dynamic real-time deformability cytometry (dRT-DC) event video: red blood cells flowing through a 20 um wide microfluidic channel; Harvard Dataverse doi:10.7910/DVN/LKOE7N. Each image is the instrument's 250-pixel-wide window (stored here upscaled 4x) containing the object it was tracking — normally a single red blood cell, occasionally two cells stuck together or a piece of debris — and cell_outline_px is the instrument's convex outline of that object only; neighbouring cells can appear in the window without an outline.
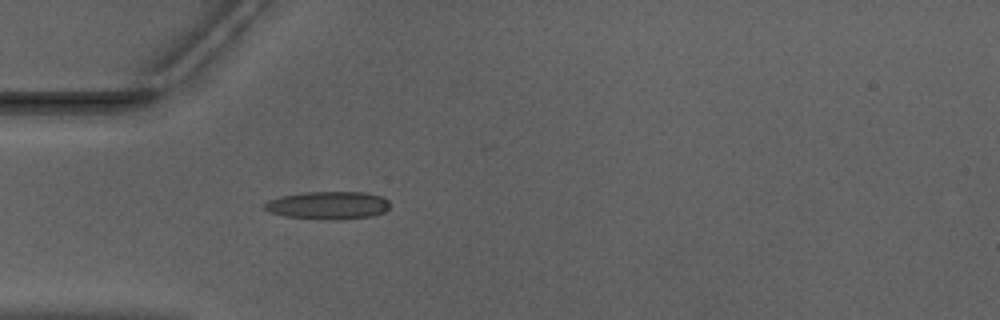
{"species": "Egyptian fruit bat (a non-hibernating species)", "species_latin": "Rousettus aegyptiacus", "temperature_condition": "warm", "stored_images_in_passage": 40, "camera_frame_rate_fps": 3000, "um_per_image_px": 0.085, "animal": {"sex": "male"}, "frame": {"image": 1, "passage_image": 15, "time_ms": 4.667, "image_size_px": [1000, 320], "cell_outline_px": [[388, 208], [384, 212], [372, 216], [284, 216], [268, 212], [264, 208], [264, 204], [268, 200], [280, 196], [304, 192], [368, 192], [380, 196], [388, 200]], "centroid_in_image_um": [27.85, 17.38], "position_along_channel_um": 57.1, "area_um2": 19.07}}
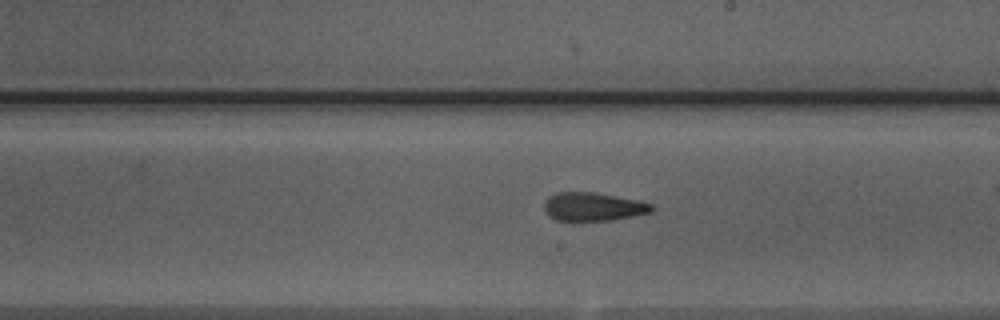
{"frame": {"image": 2, "passage_image": 29, "time_ms": 9.333, "image_size_px": [1000, 320], "cell_outline_px": [[656, 208], [652, 212], [612, 220], [556, 220], [548, 216], [544, 208], [544, 200], [548, 196], [556, 192], [596, 192], [640, 200], [652, 204]], "centroid_in_image_um": [50.43, 17.55], "position_along_channel_um": 238.6, "area_um2": 18.03}}
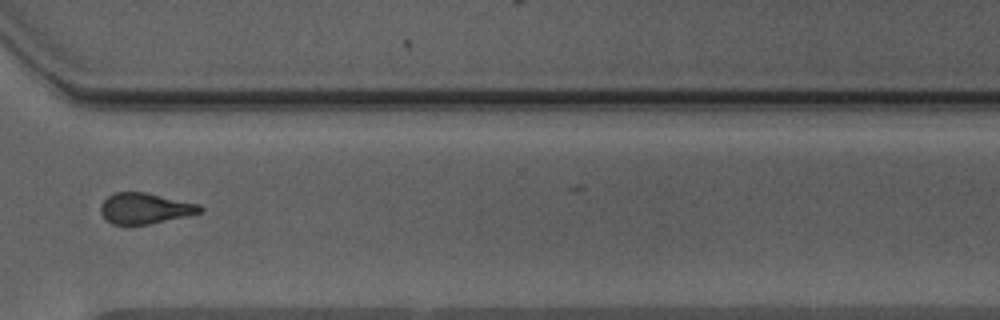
{"frame": {"image": 3, "passage_image": 38, "time_ms": 12.333, "image_size_px": [1000, 320], "cell_outline_px": [[204, 212], [148, 224], [112, 224], [100, 212], [100, 204], [108, 196], [116, 192], [144, 192], [200, 204], [204, 208]], "centroid_in_image_um": [12.34, 17.7], "position_along_channel_um": 358.3, "area_um2": 17.69}}